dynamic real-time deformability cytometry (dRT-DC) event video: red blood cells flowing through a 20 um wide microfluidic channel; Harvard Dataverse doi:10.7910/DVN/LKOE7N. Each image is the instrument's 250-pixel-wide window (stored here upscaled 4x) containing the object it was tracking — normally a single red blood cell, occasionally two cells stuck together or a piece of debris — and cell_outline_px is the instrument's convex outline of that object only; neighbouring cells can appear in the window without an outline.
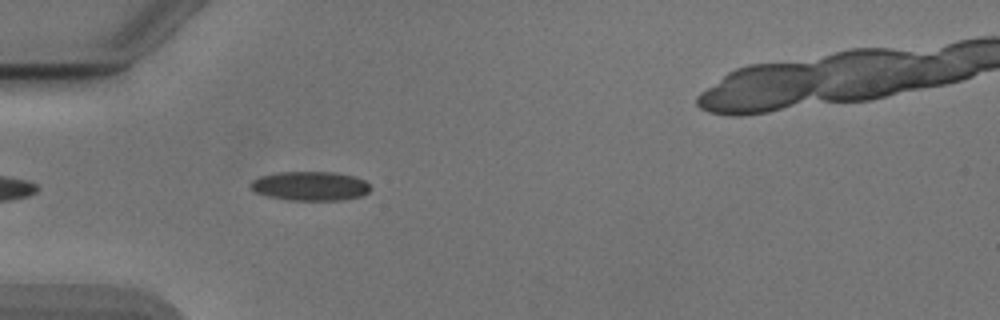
{"species": "Egyptian fruit bat (a non-hibernating species)", "species_latin": "Rousettus aegyptiacus", "temperature_condition": "cold", "stored_images_in_passage": 41, "camera_frame_rate_fps": 3000, "um_per_image_px": 0.085, "animal": {"sex": "male"}, "frame": {"image": 1, "passage_image": 4, "time_ms": 1.0, "image_size_px": [1000, 320], "cell_outline_px": [[372, 188], [368, 192], [360, 196], [340, 200], [288, 200], [268, 196], [256, 192], [248, 184], [252, 180], [260, 176], [280, 172], [336, 172], [352, 176], [364, 180]], "centroid_in_image_um": [26.36, 15.81], "position_along_channel_um": 58.6, "area_um2": 20.29}}
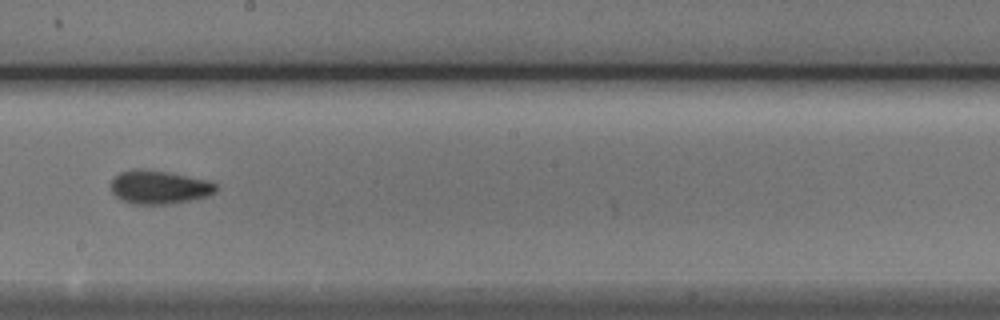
{"frame": {"image": 2, "passage_image": 18, "time_ms": 5.667, "image_size_px": [1000, 320], "cell_outline_px": [[216, 192], [208, 196], [192, 200], [172, 204], [132, 204], [120, 200], [112, 192], [108, 184], [120, 172], [168, 172], [208, 180], [216, 184]], "centroid_in_image_um": [13.55, 15.97], "position_along_channel_um": 234.6, "area_um2": 20.06}}
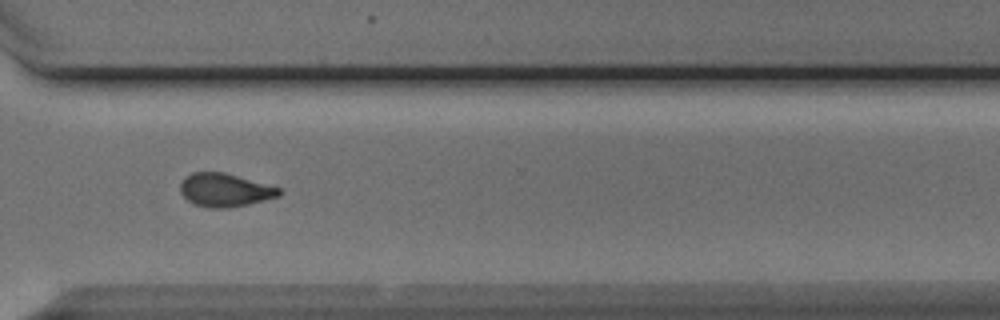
{"frame": {"image": 3, "passage_image": 27, "time_ms": 8.667, "image_size_px": [1000, 320], "cell_outline_px": [[284, 192], [280, 196], [248, 204], [228, 208], [212, 208], [192, 204], [180, 192], [180, 184], [184, 176], [192, 172], [224, 172], [280, 188]], "centroid_in_image_um": [19.1, 16.15], "position_along_channel_um": 351.5, "area_um2": 19.25}, "authors_computed_cell_mechanics": {"area_um2": 19.4208, "velocity_mm_per_s": 3.8986, "shape_relaxation_time_tau1_ms": 3.6046, "shape_relaxation_time_tau2_ms": 2.5449, "deformation_change_tau1": 0.1135, "deformation_change_tau2": 0.0871}}